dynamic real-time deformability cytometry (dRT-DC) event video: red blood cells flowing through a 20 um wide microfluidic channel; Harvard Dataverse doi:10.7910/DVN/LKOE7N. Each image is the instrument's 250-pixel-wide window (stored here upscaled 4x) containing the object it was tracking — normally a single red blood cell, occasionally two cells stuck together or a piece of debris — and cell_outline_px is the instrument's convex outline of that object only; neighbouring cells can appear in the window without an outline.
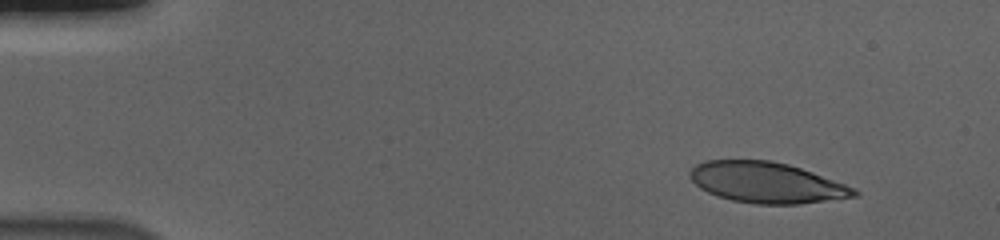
{"species": "human", "species_latin": "Homo sapiens", "temperature_condition": "cold", "stored_images_in_passage": 12, "camera_frame_rate_fps": 3000, "um_per_image_px": 0.085, "donor": {"sex": "male"}, "frame": {"image": 1, "passage_image": 1, "time_ms": 0.0, "image_size_px": [1000, 240], "cell_outline_px": [[860, 196], [796, 204], [756, 204], [732, 200], [708, 192], [700, 188], [688, 176], [688, 172], [696, 164], [704, 160], [772, 160], [788, 164], [812, 172], [856, 188], [860, 192]], "centroid_in_image_um": [65.16, 15.51], "position_along_channel_um": 19.8, "area_um2": 38.96}}